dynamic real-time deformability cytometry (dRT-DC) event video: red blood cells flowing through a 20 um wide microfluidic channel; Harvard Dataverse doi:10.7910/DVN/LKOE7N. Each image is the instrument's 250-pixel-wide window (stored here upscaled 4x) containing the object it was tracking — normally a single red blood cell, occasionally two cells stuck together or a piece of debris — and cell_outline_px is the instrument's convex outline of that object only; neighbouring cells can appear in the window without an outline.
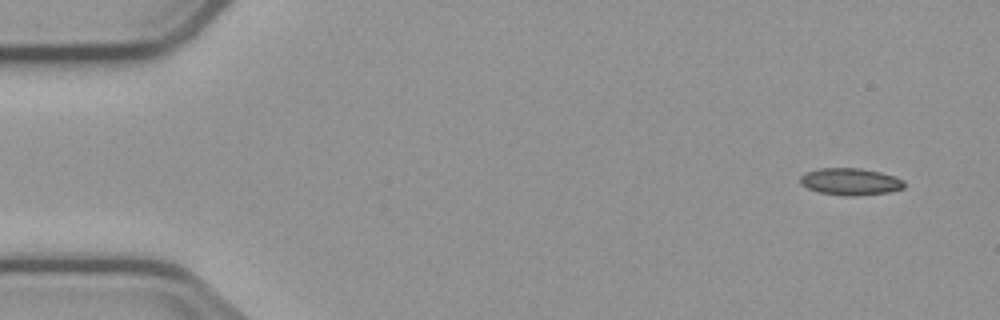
{"species": "common noctule bat (a hibernating species)", "species_latin": "Nyctalus noctula", "temperature_condition": "cold", "stored_images_in_passage": 9, "camera_frame_rate_fps": 3000, "um_per_image_px": 0.085, "animal": {"sex": "male", "body_mass_g": 23.1, "forearm_length_mm": 52.7}, "frame": {"image": 1, "passage_image": 1, "time_ms": 0.0, "image_size_px": [1000, 320], "cell_outline_px": [[904, 188], [888, 192], [852, 196], [848, 196], [820, 192], [808, 188], [800, 184], [800, 176], [804, 172], [820, 168], [860, 168], [880, 172], [904, 180]], "centroid_in_image_um": [72.25, 15.43], "position_along_channel_um": 12.7, "area_um2": 16.24}}
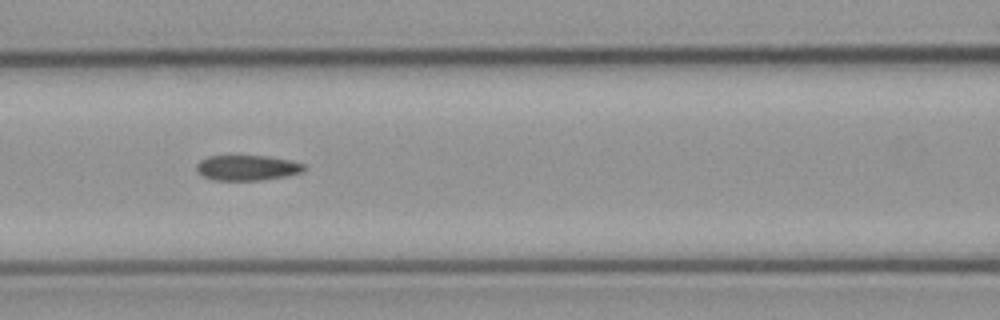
{"frame": {"image": 2, "passage_image": 6, "time_ms": 6.667, "image_size_px": [1000, 320], "cell_outline_px": [[308, 168], [304, 172], [288, 176], [264, 180], [212, 180], [196, 172], [196, 164], [200, 160], [208, 156], [268, 156], [292, 160], [304, 164]], "centroid_in_image_um": [21.06, 14.26], "position_along_channel_um": 145.5, "area_um2": 16.18}}
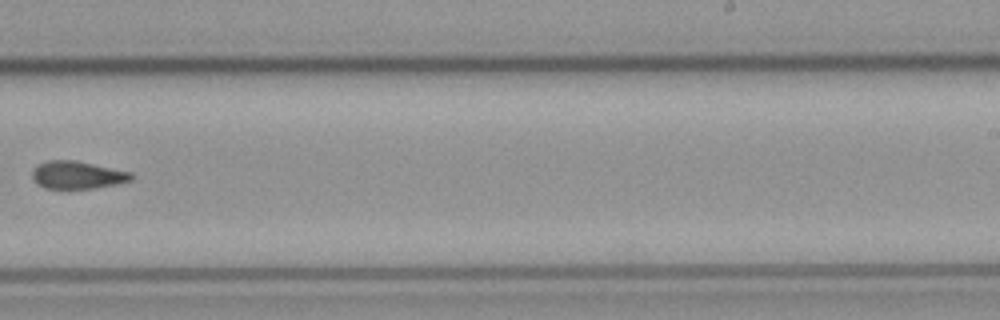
{"frame": {"image": 3, "passage_image": 9, "time_ms": 10.333, "image_size_px": [1000, 320], "cell_outline_px": [[132, 180], [116, 184], [92, 188], [44, 188], [36, 184], [32, 180], [32, 168], [36, 164], [48, 160], [76, 160], [132, 172]], "centroid_in_image_um": [6.52, 14.86], "position_along_channel_um": 282.5, "area_um2": 16.13}}